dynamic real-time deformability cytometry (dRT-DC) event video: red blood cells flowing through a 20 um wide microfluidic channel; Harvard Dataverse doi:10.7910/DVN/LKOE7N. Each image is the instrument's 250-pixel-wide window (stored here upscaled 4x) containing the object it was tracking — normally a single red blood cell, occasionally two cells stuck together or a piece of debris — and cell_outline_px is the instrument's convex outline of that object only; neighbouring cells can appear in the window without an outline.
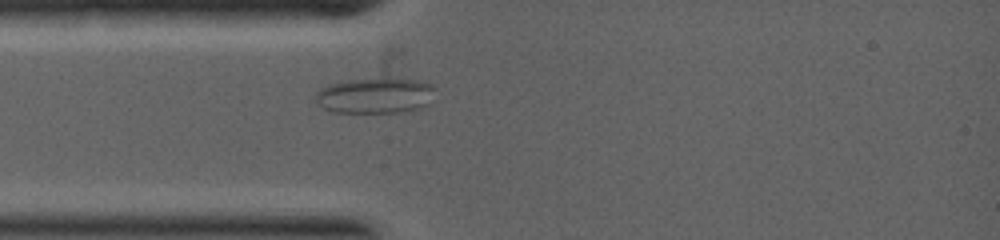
{"species": "common noctule bat (a hibernating species)", "species_latin": "Nyctalus noctula", "temperature_condition": "warm", "stored_images_in_passage": 1, "camera_frame_rate_fps": 5000, "um_per_image_px": 0.085, "animal": {"sex": "female", "body_mass_g": 19.0, "forearm_length_mm": 53.3}, "frame": {"image": 1, "passage_image": 1, "time_ms": 0.0, "image_size_px": [1000, 240], "cell_outline_px": [[432, 88], [428, 104], [420, 108], [396, 112], [332, 112], [316, 104], [316, 92], [320, 88], [328, 84], [348, 80], [388, 76], [416, 80], [432, 84]], "centroid_in_image_um": [31.83, 8.09], "position_along_channel_um": 53.2, "area_um2": 25.03}}